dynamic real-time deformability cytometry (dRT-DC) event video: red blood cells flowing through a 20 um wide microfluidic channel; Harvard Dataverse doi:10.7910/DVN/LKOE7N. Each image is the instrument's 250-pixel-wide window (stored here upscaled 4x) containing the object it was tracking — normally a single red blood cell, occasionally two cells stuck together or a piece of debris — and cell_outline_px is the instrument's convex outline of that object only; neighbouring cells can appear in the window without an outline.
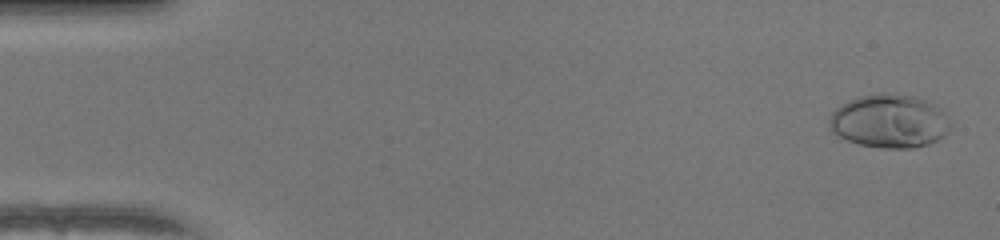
{"species": "human", "species_latin": "Homo sapiens", "temperature_condition": "warm", "stored_images_in_passage": 51, "camera_frame_rate_fps": 3000, "um_per_image_px": 0.085, "donor": {"sex": "female"}, "frame": {"image": 1, "passage_image": 2, "time_ms": 0.333, "image_size_px": [1000, 240], "cell_outline_px": [[952, 128], [944, 136], [928, 144], [912, 148], [880, 148], [860, 144], [848, 140], [832, 132], [828, 120], [832, 112], [836, 108], [860, 96], [884, 92], [916, 96], [928, 100], [936, 104], [944, 112], [952, 124]], "centroid_in_image_um": [75.65, 10.29], "position_along_channel_um": 9.3, "area_um2": 37.97}}
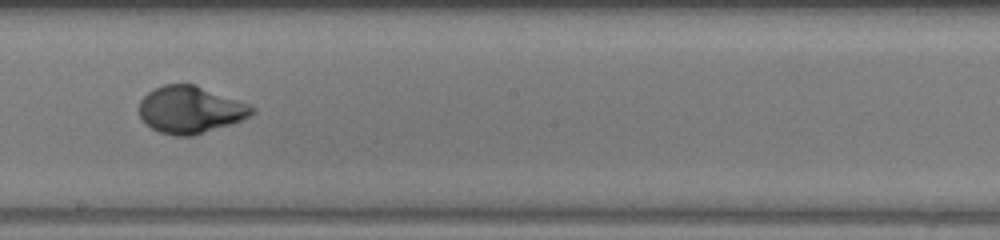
{"frame": {"image": 2, "passage_image": 29, "time_ms": 9.333, "image_size_px": [1000, 240], "cell_outline_px": [[256, 112], [240, 120], [192, 136], [176, 136], [160, 132], [152, 128], [140, 116], [140, 100], [148, 92], [164, 84], [192, 84], [248, 104], [256, 108]], "centroid_in_image_um": [16.16, 9.33], "position_along_channel_um": 232.0, "area_um2": 30.23}}
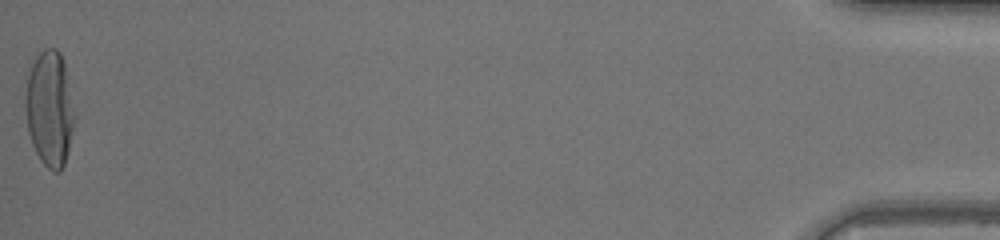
{"frame": {"image": 3, "passage_image": 51, "time_ms": 16.667, "image_size_px": [1000, 240], "cell_outline_px": [[72, 128], [68, 148], [64, 164], [60, 172], [52, 172], [40, 160], [32, 144], [28, 132], [24, 108], [24, 100], [28, 72], [36, 56], [44, 48], [56, 48], [60, 52], [68, 76], [72, 116]], "centroid_in_image_um": [4.16, 9.22], "position_along_channel_um": 431.0, "area_um2": 32.66}, "authors_computed_cell_mechanics": {"area_um2": 30.7496, "velocity_mm_per_s": 4.1185, "shape_relaxation_time_tau1_ms": 3.604, "shape_relaxation_time_tau2_ms": null, "deformation_change_tau1": 0.2283, "deformation_change_tau2": null}}